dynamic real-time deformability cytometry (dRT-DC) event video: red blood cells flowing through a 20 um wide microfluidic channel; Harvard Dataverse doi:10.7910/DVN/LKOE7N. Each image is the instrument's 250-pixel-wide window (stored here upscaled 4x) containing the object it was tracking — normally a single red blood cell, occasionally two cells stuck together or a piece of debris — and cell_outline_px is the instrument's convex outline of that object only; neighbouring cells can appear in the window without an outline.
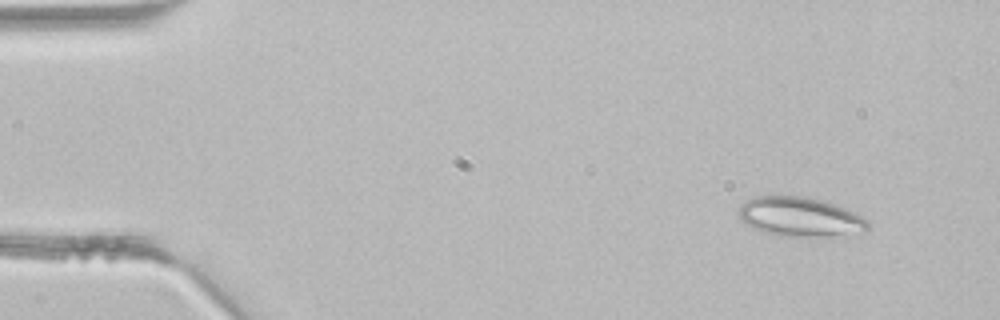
{"species": "common noctule bat (a hibernating species)", "species_latin": "Nyctalus noctula", "temperature_condition": "room temperature", "stored_images_in_passage": 3, "camera_frame_rate_fps": 3000, "um_per_image_px": 0.085, "animal": {"sex": "male", "body_mass_g": 21.5, "forearm_length_mm": 52.0}, "frame": {"image": 1, "passage_image": 1, "time_ms": 0.0, "image_size_px": [1000, 320], "cell_outline_px": [[868, 228], [864, 232], [828, 236], [780, 236], [764, 232], [752, 228], [744, 224], [740, 216], [740, 204], [744, 200], [752, 196], [804, 196], [820, 200], [844, 208], [868, 220]], "centroid_in_image_um": [67.95, 18.43], "position_along_channel_um": 17.1, "area_um2": 29.48}}